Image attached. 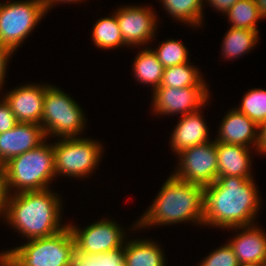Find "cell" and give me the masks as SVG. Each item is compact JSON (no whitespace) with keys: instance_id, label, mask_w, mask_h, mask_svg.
<instances>
[{"instance_id":"1","label":"cell","mask_w":266,"mask_h":266,"mask_svg":"<svg viewBox=\"0 0 266 266\" xmlns=\"http://www.w3.org/2000/svg\"><path fill=\"white\" fill-rule=\"evenodd\" d=\"M253 180V178L222 176L204 187L203 226L233 230L234 227L254 225L261 204Z\"/></svg>"},{"instance_id":"2","label":"cell","mask_w":266,"mask_h":266,"mask_svg":"<svg viewBox=\"0 0 266 266\" xmlns=\"http://www.w3.org/2000/svg\"><path fill=\"white\" fill-rule=\"evenodd\" d=\"M50 189L24 191L9 196L4 218L27 240L49 237L61 232V199Z\"/></svg>"},{"instance_id":"3","label":"cell","mask_w":266,"mask_h":266,"mask_svg":"<svg viewBox=\"0 0 266 266\" xmlns=\"http://www.w3.org/2000/svg\"><path fill=\"white\" fill-rule=\"evenodd\" d=\"M204 187L184 182L173 174L165 181L153 204L133 229L192 221L203 225Z\"/></svg>"},{"instance_id":"4","label":"cell","mask_w":266,"mask_h":266,"mask_svg":"<svg viewBox=\"0 0 266 266\" xmlns=\"http://www.w3.org/2000/svg\"><path fill=\"white\" fill-rule=\"evenodd\" d=\"M4 167L9 193L49 189L56 177L53 144L43 142L35 149L9 159Z\"/></svg>"},{"instance_id":"5","label":"cell","mask_w":266,"mask_h":266,"mask_svg":"<svg viewBox=\"0 0 266 266\" xmlns=\"http://www.w3.org/2000/svg\"><path fill=\"white\" fill-rule=\"evenodd\" d=\"M17 266H72L76 254L75 240L70 228L26 244L3 251Z\"/></svg>"},{"instance_id":"6","label":"cell","mask_w":266,"mask_h":266,"mask_svg":"<svg viewBox=\"0 0 266 266\" xmlns=\"http://www.w3.org/2000/svg\"><path fill=\"white\" fill-rule=\"evenodd\" d=\"M84 112L78 103L58 87L46 88L41 126L46 138L55 135L60 138L77 137L86 124Z\"/></svg>"},{"instance_id":"7","label":"cell","mask_w":266,"mask_h":266,"mask_svg":"<svg viewBox=\"0 0 266 266\" xmlns=\"http://www.w3.org/2000/svg\"><path fill=\"white\" fill-rule=\"evenodd\" d=\"M45 15L43 0L0 2V43L15 52Z\"/></svg>"},{"instance_id":"8","label":"cell","mask_w":266,"mask_h":266,"mask_svg":"<svg viewBox=\"0 0 266 266\" xmlns=\"http://www.w3.org/2000/svg\"><path fill=\"white\" fill-rule=\"evenodd\" d=\"M102 145L87 138H62L53 144L56 175L87 177L98 166ZM86 175V176H85Z\"/></svg>"},{"instance_id":"9","label":"cell","mask_w":266,"mask_h":266,"mask_svg":"<svg viewBox=\"0 0 266 266\" xmlns=\"http://www.w3.org/2000/svg\"><path fill=\"white\" fill-rule=\"evenodd\" d=\"M212 141L178 153L180 163L173 175L184 182L203 187L215 182L218 177V159L216 141Z\"/></svg>"},{"instance_id":"10","label":"cell","mask_w":266,"mask_h":266,"mask_svg":"<svg viewBox=\"0 0 266 266\" xmlns=\"http://www.w3.org/2000/svg\"><path fill=\"white\" fill-rule=\"evenodd\" d=\"M75 226L68 224L75 240V249L78 255L102 254L120 248L126 242L123 228L121 229L117 223L111 220H99L83 230Z\"/></svg>"},{"instance_id":"11","label":"cell","mask_w":266,"mask_h":266,"mask_svg":"<svg viewBox=\"0 0 266 266\" xmlns=\"http://www.w3.org/2000/svg\"><path fill=\"white\" fill-rule=\"evenodd\" d=\"M207 87H158L153 91V112L160 115L193 113L205 106L209 98Z\"/></svg>"},{"instance_id":"12","label":"cell","mask_w":266,"mask_h":266,"mask_svg":"<svg viewBox=\"0 0 266 266\" xmlns=\"http://www.w3.org/2000/svg\"><path fill=\"white\" fill-rule=\"evenodd\" d=\"M125 45H145L154 38L157 29L156 15L151 7L125 6L114 12ZM149 41V42H148ZM147 42V43H146Z\"/></svg>"},{"instance_id":"13","label":"cell","mask_w":266,"mask_h":266,"mask_svg":"<svg viewBox=\"0 0 266 266\" xmlns=\"http://www.w3.org/2000/svg\"><path fill=\"white\" fill-rule=\"evenodd\" d=\"M48 86L28 84L6 92L3 98L17 122L41 124L44 96Z\"/></svg>"},{"instance_id":"14","label":"cell","mask_w":266,"mask_h":266,"mask_svg":"<svg viewBox=\"0 0 266 266\" xmlns=\"http://www.w3.org/2000/svg\"><path fill=\"white\" fill-rule=\"evenodd\" d=\"M45 141L46 135L40 124L18 122L12 129L0 133V165Z\"/></svg>"},{"instance_id":"15","label":"cell","mask_w":266,"mask_h":266,"mask_svg":"<svg viewBox=\"0 0 266 266\" xmlns=\"http://www.w3.org/2000/svg\"><path fill=\"white\" fill-rule=\"evenodd\" d=\"M224 117L219 126V135L215 139L216 142L248 148L252 144L251 146L257 148L259 126L255 122L235 108L227 112Z\"/></svg>"},{"instance_id":"16","label":"cell","mask_w":266,"mask_h":266,"mask_svg":"<svg viewBox=\"0 0 266 266\" xmlns=\"http://www.w3.org/2000/svg\"><path fill=\"white\" fill-rule=\"evenodd\" d=\"M257 227L255 225L234 227L236 230H243L229 241L240 265L266 262V234Z\"/></svg>"},{"instance_id":"17","label":"cell","mask_w":266,"mask_h":266,"mask_svg":"<svg viewBox=\"0 0 266 266\" xmlns=\"http://www.w3.org/2000/svg\"><path fill=\"white\" fill-rule=\"evenodd\" d=\"M171 135V147L175 154L187 148L209 142L206 123L201 110L181 116Z\"/></svg>"},{"instance_id":"18","label":"cell","mask_w":266,"mask_h":266,"mask_svg":"<svg viewBox=\"0 0 266 266\" xmlns=\"http://www.w3.org/2000/svg\"><path fill=\"white\" fill-rule=\"evenodd\" d=\"M240 145L216 142L218 177L234 176L252 179L250 150Z\"/></svg>"},{"instance_id":"19","label":"cell","mask_w":266,"mask_h":266,"mask_svg":"<svg viewBox=\"0 0 266 266\" xmlns=\"http://www.w3.org/2000/svg\"><path fill=\"white\" fill-rule=\"evenodd\" d=\"M155 241L132 240L124 245V263L127 266H165V254Z\"/></svg>"},{"instance_id":"20","label":"cell","mask_w":266,"mask_h":266,"mask_svg":"<svg viewBox=\"0 0 266 266\" xmlns=\"http://www.w3.org/2000/svg\"><path fill=\"white\" fill-rule=\"evenodd\" d=\"M133 64L134 75L138 82L152 85L153 91L160 86L164 66L157 59L153 49L140 50Z\"/></svg>"},{"instance_id":"21","label":"cell","mask_w":266,"mask_h":266,"mask_svg":"<svg viewBox=\"0 0 266 266\" xmlns=\"http://www.w3.org/2000/svg\"><path fill=\"white\" fill-rule=\"evenodd\" d=\"M189 63L191 62L164 68L159 87L178 89L185 87H208L197 67Z\"/></svg>"},{"instance_id":"22","label":"cell","mask_w":266,"mask_h":266,"mask_svg":"<svg viewBox=\"0 0 266 266\" xmlns=\"http://www.w3.org/2000/svg\"><path fill=\"white\" fill-rule=\"evenodd\" d=\"M258 32L249 29L232 28L225 34L222 43L224 58H237L250 51L258 41Z\"/></svg>"},{"instance_id":"23","label":"cell","mask_w":266,"mask_h":266,"mask_svg":"<svg viewBox=\"0 0 266 266\" xmlns=\"http://www.w3.org/2000/svg\"><path fill=\"white\" fill-rule=\"evenodd\" d=\"M170 16L194 27L201 26L204 0H160Z\"/></svg>"},{"instance_id":"24","label":"cell","mask_w":266,"mask_h":266,"mask_svg":"<svg viewBox=\"0 0 266 266\" xmlns=\"http://www.w3.org/2000/svg\"><path fill=\"white\" fill-rule=\"evenodd\" d=\"M92 37L95 46L101 49H117L125 45L115 14L99 19L94 24Z\"/></svg>"},{"instance_id":"25","label":"cell","mask_w":266,"mask_h":266,"mask_svg":"<svg viewBox=\"0 0 266 266\" xmlns=\"http://www.w3.org/2000/svg\"><path fill=\"white\" fill-rule=\"evenodd\" d=\"M232 28L259 31L256 22L262 17L254 0H239L226 13ZM258 29V30H257Z\"/></svg>"},{"instance_id":"26","label":"cell","mask_w":266,"mask_h":266,"mask_svg":"<svg viewBox=\"0 0 266 266\" xmlns=\"http://www.w3.org/2000/svg\"><path fill=\"white\" fill-rule=\"evenodd\" d=\"M236 109L260 126L266 120V90L255 88L248 91Z\"/></svg>"},{"instance_id":"27","label":"cell","mask_w":266,"mask_h":266,"mask_svg":"<svg viewBox=\"0 0 266 266\" xmlns=\"http://www.w3.org/2000/svg\"><path fill=\"white\" fill-rule=\"evenodd\" d=\"M153 52L164 68L189 62L185 45L174 39L162 42Z\"/></svg>"},{"instance_id":"28","label":"cell","mask_w":266,"mask_h":266,"mask_svg":"<svg viewBox=\"0 0 266 266\" xmlns=\"http://www.w3.org/2000/svg\"><path fill=\"white\" fill-rule=\"evenodd\" d=\"M123 262L124 246L94 256L75 254L72 266H119Z\"/></svg>"},{"instance_id":"29","label":"cell","mask_w":266,"mask_h":266,"mask_svg":"<svg viewBox=\"0 0 266 266\" xmlns=\"http://www.w3.org/2000/svg\"><path fill=\"white\" fill-rule=\"evenodd\" d=\"M200 266H240L238 259L235 256L229 243L219 247L210 252L205 259H203Z\"/></svg>"},{"instance_id":"30","label":"cell","mask_w":266,"mask_h":266,"mask_svg":"<svg viewBox=\"0 0 266 266\" xmlns=\"http://www.w3.org/2000/svg\"><path fill=\"white\" fill-rule=\"evenodd\" d=\"M17 123L10 106L5 99L2 98L0 102V133L12 129Z\"/></svg>"},{"instance_id":"31","label":"cell","mask_w":266,"mask_h":266,"mask_svg":"<svg viewBox=\"0 0 266 266\" xmlns=\"http://www.w3.org/2000/svg\"><path fill=\"white\" fill-rule=\"evenodd\" d=\"M9 196L6 173L4 167L0 165V215L2 213V217L6 213Z\"/></svg>"},{"instance_id":"32","label":"cell","mask_w":266,"mask_h":266,"mask_svg":"<svg viewBox=\"0 0 266 266\" xmlns=\"http://www.w3.org/2000/svg\"><path fill=\"white\" fill-rule=\"evenodd\" d=\"M14 52L12 50L7 49L0 43V89H2V84H4V78H5V72H7V62L9 60V57L13 54Z\"/></svg>"},{"instance_id":"33","label":"cell","mask_w":266,"mask_h":266,"mask_svg":"<svg viewBox=\"0 0 266 266\" xmlns=\"http://www.w3.org/2000/svg\"><path fill=\"white\" fill-rule=\"evenodd\" d=\"M206 2H209L208 4H211V6L219 12H222L223 14L227 13V11L239 0H204Z\"/></svg>"},{"instance_id":"34","label":"cell","mask_w":266,"mask_h":266,"mask_svg":"<svg viewBox=\"0 0 266 266\" xmlns=\"http://www.w3.org/2000/svg\"><path fill=\"white\" fill-rule=\"evenodd\" d=\"M256 151L266 154V120L259 126V141Z\"/></svg>"},{"instance_id":"35","label":"cell","mask_w":266,"mask_h":266,"mask_svg":"<svg viewBox=\"0 0 266 266\" xmlns=\"http://www.w3.org/2000/svg\"><path fill=\"white\" fill-rule=\"evenodd\" d=\"M81 2L83 0H43V3H44V6H45V10H46V13L47 11H49V9H51L52 6H54L56 3H76V2Z\"/></svg>"},{"instance_id":"36","label":"cell","mask_w":266,"mask_h":266,"mask_svg":"<svg viewBox=\"0 0 266 266\" xmlns=\"http://www.w3.org/2000/svg\"><path fill=\"white\" fill-rule=\"evenodd\" d=\"M258 13L262 18H266V0H254Z\"/></svg>"},{"instance_id":"37","label":"cell","mask_w":266,"mask_h":266,"mask_svg":"<svg viewBox=\"0 0 266 266\" xmlns=\"http://www.w3.org/2000/svg\"><path fill=\"white\" fill-rule=\"evenodd\" d=\"M0 266H11V259L5 253H0Z\"/></svg>"},{"instance_id":"38","label":"cell","mask_w":266,"mask_h":266,"mask_svg":"<svg viewBox=\"0 0 266 266\" xmlns=\"http://www.w3.org/2000/svg\"><path fill=\"white\" fill-rule=\"evenodd\" d=\"M240 266H266V262L243 264V265H240Z\"/></svg>"},{"instance_id":"39","label":"cell","mask_w":266,"mask_h":266,"mask_svg":"<svg viewBox=\"0 0 266 266\" xmlns=\"http://www.w3.org/2000/svg\"><path fill=\"white\" fill-rule=\"evenodd\" d=\"M11 266H17V265L11 260Z\"/></svg>"},{"instance_id":"40","label":"cell","mask_w":266,"mask_h":266,"mask_svg":"<svg viewBox=\"0 0 266 266\" xmlns=\"http://www.w3.org/2000/svg\"><path fill=\"white\" fill-rule=\"evenodd\" d=\"M119 266H127L124 262L122 264H120Z\"/></svg>"}]
</instances>
